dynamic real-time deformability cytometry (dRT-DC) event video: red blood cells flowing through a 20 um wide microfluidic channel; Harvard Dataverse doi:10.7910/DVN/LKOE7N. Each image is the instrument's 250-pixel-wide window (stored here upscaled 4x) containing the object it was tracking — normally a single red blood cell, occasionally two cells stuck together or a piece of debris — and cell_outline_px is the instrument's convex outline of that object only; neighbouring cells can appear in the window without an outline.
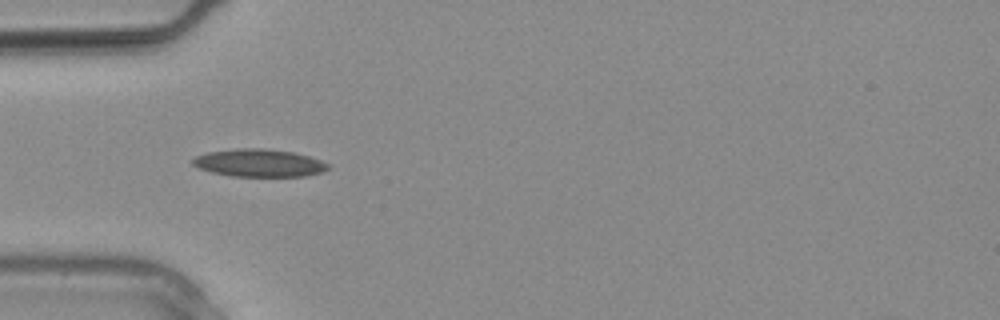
{"species": "common noctule bat (a hibernating species)", "species_latin": "Nyctalus noctula", "temperature_condition": "warm", "stored_images_in_passage": 23, "camera_frame_rate_fps": 3000, "um_per_image_px": 0.085, "animal": {"sex": "male", "body_mass_g": 20.4}, "frame": {"image": 1, "passage_image": 4, "time_ms": 1.0, "image_size_px": [1000, 320], "cell_outline_px": [[332, 168], [320, 172], [304, 176], [232, 176], [212, 172], [200, 168], [192, 164], [192, 160], [196, 156], [208, 152], [236, 148], [264, 148], [296, 152], [320, 160], [328, 164]], "centroid_in_image_um": [22.04, 13.84], "position_along_channel_um": 63.0, "area_um2": 21.79}}